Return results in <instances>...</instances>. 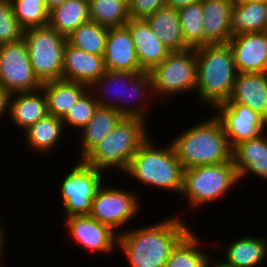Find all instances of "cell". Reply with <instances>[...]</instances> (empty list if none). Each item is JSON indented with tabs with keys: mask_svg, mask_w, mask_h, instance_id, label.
<instances>
[{
	"mask_svg": "<svg viewBox=\"0 0 267 267\" xmlns=\"http://www.w3.org/2000/svg\"><path fill=\"white\" fill-rule=\"evenodd\" d=\"M24 29L13 14L10 0H0V45L23 38Z\"/></svg>",
	"mask_w": 267,
	"mask_h": 267,
	"instance_id": "obj_36",
	"label": "cell"
},
{
	"mask_svg": "<svg viewBox=\"0 0 267 267\" xmlns=\"http://www.w3.org/2000/svg\"><path fill=\"white\" fill-rule=\"evenodd\" d=\"M177 136L171 144L184 169L232 161L233 148L215 115Z\"/></svg>",
	"mask_w": 267,
	"mask_h": 267,
	"instance_id": "obj_2",
	"label": "cell"
},
{
	"mask_svg": "<svg viewBox=\"0 0 267 267\" xmlns=\"http://www.w3.org/2000/svg\"><path fill=\"white\" fill-rule=\"evenodd\" d=\"M3 228V226H1V222H0V261H1V253H2V251H3V246H4V237H5V234H4V228Z\"/></svg>",
	"mask_w": 267,
	"mask_h": 267,
	"instance_id": "obj_41",
	"label": "cell"
},
{
	"mask_svg": "<svg viewBox=\"0 0 267 267\" xmlns=\"http://www.w3.org/2000/svg\"><path fill=\"white\" fill-rule=\"evenodd\" d=\"M209 260L210 259L208 258L207 263H206V267H210L211 266L210 265L211 263H210ZM212 267H233V266H231V265L225 263L224 261L220 260L218 263H214V265L212 264Z\"/></svg>",
	"mask_w": 267,
	"mask_h": 267,
	"instance_id": "obj_42",
	"label": "cell"
},
{
	"mask_svg": "<svg viewBox=\"0 0 267 267\" xmlns=\"http://www.w3.org/2000/svg\"><path fill=\"white\" fill-rule=\"evenodd\" d=\"M179 217L118 234L117 245L131 267H166L172 249L190 231Z\"/></svg>",
	"mask_w": 267,
	"mask_h": 267,
	"instance_id": "obj_1",
	"label": "cell"
},
{
	"mask_svg": "<svg viewBox=\"0 0 267 267\" xmlns=\"http://www.w3.org/2000/svg\"><path fill=\"white\" fill-rule=\"evenodd\" d=\"M199 99L215 108L231 95L238 75L229 44H208L196 49Z\"/></svg>",
	"mask_w": 267,
	"mask_h": 267,
	"instance_id": "obj_3",
	"label": "cell"
},
{
	"mask_svg": "<svg viewBox=\"0 0 267 267\" xmlns=\"http://www.w3.org/2000/svg\"><path fill=\"white\" fill-rule=\"evenodd\" d=\"M145 21L171 52L189 49L185 45L177 9L166 5L147 17Z\"/></svg>",
	"mask_w": 267,
	"mask_h": 267,
	"instance_id": "obj_25",
	"label": "cell"
},
{
	"mask_svg": "<svg viewBox=\"0 0 267 267\" xmlns=\"http://www.w3.org/2000/svg\"><path fill=\"white\" fill-rule=\"evenodd\" d=\"M106 72L103 56L90 54L66 44L62 79L90 86Z\"/></svg>",
	"mask_w": 267,
	"mask_h": 267,
	"instance_id": "obj_19",
	"label": "cell"
},
{
	"mask_svg": "<svg viewBox=\"0 0 267 267\" xmlns=\"http://www.w3.org/2000/svg\"><path fill=\"white\" fill-rule=\"evenodd\" d=\"M233 35L267 31V4L257 0H235L230 12Z\"/></svg>",
	"mask_w": 267,
	"mask_h": 267,
	"instance_id": "obj_24",
	"label": "cell"
},
{
	"mask_svg": "<svg viewBox=\"0 0 267 267\" xmlns=\"http://www.w3.org/2000/svg\"><path fill=\"white\" fill-rule=\"evenodd\" d=\"M136 194L125 189L99 188L92 200L90 216L116 231L132 221L139 207Z\"/></svg>",
	"mask_w": 267,
	"mask_h": 267,
	"instance_id": "obj_12",
	"label": "cell"
},
{
	"mask_svg": "<svg viewBox=\"0 0 267 267\" xmlns=\"http://www.w3.org/2000/svg\"><path fill=\"white\" fill-rule=\"evenodd\" d=\"M103 59L107 70L143 72L131 34L126 26L108 28Z\"/></svg>",
	"mask_w": 267,
	"mask_h": 267,
	"instance_id": "obj_16",
	"label": "cell"
},
{
	"mask_svg": "<svg viewBox=\"0 0 267 267\" xmlns=\"http://www.w3.org/2000/svg\"><path fill=\"white\" fill-rule=\"evenodd\" d=\"M107 35L108 27L89 20L67 36V43L87 53L103 56Z\"/></svg>",
	"mask_w": 267,
	"mask_h": 267,
	"instance_id": "obj_30",
	"label": "cell"
},
{
	"mask_svg": "<svg viewBox=\"0 0 267 267\" xmlns=\"http://www.w3.org/2000/svg\"><path fill=\"white\" fill-rule=\"evenodd\" d=\"M262 134L233 147L232 161L241 180L248 172L267 180V138Z\"/></svg>",
	"mask_w": 267,
	"mask_h": 267,
	"instance_id": "obj_21",
	"label": "cell"
},
{
	"mask_svg": "<svg viewBox=\"0 0 267 267\" xmlns=\"http://www.w3.org/2000/svg\"><path fill=\"white\" fill-rule=\"evenodd\" d=\"M125 26L131 34L138 61L143 71L149 72L171 53L170 49L162 43L145 20L130 19Z\"/></svg>",
	"mask_w": 267,
	"mask_h": 267,
	"instance_id": "obj_17",
	"label": "cell"
},
{
	"mask_svg": "<svg viewBox=\"0 0 267 267\" xmlns=\"http://www.w3.org/2000/svg\"><path fill=\"white\" fill-rule=\"evenodd\" d=\"M199 243L190 230L172 249L166 267H206L209 257L198 247Z\"/></svg>",
	"mask_w": 267,
	"mask_h": 267,
	"instance_id": "obj_31",
	"label": "cell"
},
{
	"mask_svg": "<svg viewBox=\"0 0 267 267\" xmlns=\"http://www.w3.org/2000/svg\"><path fill=\"white\" fill-rule=\"evenodd\" d=\"M41 88L47 97L48 114L61 119L89 90L87 84L64 79L44 82Z\"/></svg>",
	"mask_w": 267,
	"mask_h": 267,
	"instance_id": "obj_23",
	"label": "cell"
},
{
	"mask_svg": "<svg viewBox=\"0 0 267 267\" xmlns=\"http://www.w3.org/2000/svg\"><path fill=\"white\" fill-rule=\"evenodd\" d=\"M90 20L99 25L111 28L125 26L130 20L129 1L119 0H88Z\"/></svg>",
	"mask_w": 267,
	"mask_h": 267,
	"instance_id": "obj_32",
	"label": "cell"
},
{
	"mask_svg": "<svg viewBox=\"0 0 267 267\" xmlns=\"http://www.w3.org/2000/svg\"><path fill=\"white\" fill-rule=\"evenodd\" d=\"M64 125L61 118L46 115L25 130L27 143L38 153L51 151L63 135Z\"/></svg>",
	"mask_w": 267,
	"mask_h": 267,
	"instance_id": "obj_29",
	"label": "cell"
},
{
	"mask_svg": "<svg viewBox=\"0 0 267 267\" xmlns=\"http://www.w3.org/2000/svg\"><path fill=\"white\" fill-rule=\"evenodd\" d=\"M149 74L154 94L158 93L165 97L186 91H196V49L171 52L160 64L153 67Z\"/></svg>",
	"mask_w": 267,
	"mask_h": 267,
	"instance_id": "obj_9",
	"label": "cell"
},
{
	"mask_svg": "<svg viewBox=\"0 0 267 267\" xmlns=\"http://www.w3.org/2000/svg\"><path fill=\"white\" fill-rule=\"evenodd\" d=\"M11 2H31L37 4H46V0H10Z\"/></svg>",
	"mask_w": 267,
	"mask_h": 267,
	"instance_id": "obj_43",
	"label": "cell"
},
{
	"mask_svg": "<svg viewBox=\"0 0 267 267\" xmlns=\"http://www.w3.org/2000/svg\"><path fill=\"white\" fill-rule=\"evenodd\" d=\"M8 113L13 123L25 131L48 115L47 97L44 90L40 88L34 91L13 93Z\"/></svg>",
	"mask_w": 267,
	"mask_h": 267,
	"instance_id": "obj_22",
	"label": "cell"
},
{
	"mask_svg": "<svg viewBox=\"0 0 267 267\" xmlns=\"http://www.w3.org/2000/svg\"><path fill=\"white\" fill-rule=\"evenodd\" d=\"M30 63L41 83L62 79L67 37L49 26L24 30Z\"/></svg>",
	"mask_w": 267,
	"mask_h": 267,
	"instance_id": "obj_8",
	"label": "cell"
},
{
	"mask_svg": "<svg viewBox=\"0 0 267 267\" xmlns=\"http://www.w3.org/2000/svg\"><path fill=\"white\" fill-rule=\"evenodd\" d=\"M110 85H112V88L115 87V89H116V87H119L117 89H118V91H120V92L117 91V93H118L117 94V93H115L116 92V90H115L114 91L115 95L113 94L112 98L110 96H109L110 98L108 97V94H110V91L106 90L107 89L106 87L111 88ZM102 88H104V90ZM89 89L90 90L94 89L92 91L96 90V92L98 91V93L101 91L104 93V96H102L101 98L100 97L97 98L98 95L95 94L96 101L98 102V105L100 107H113L118 112H120L124 117H136V118H140L143 120H145V114H146V113H144L145 112L144 111L145 105L141 104V106H143V107H141V106L139 107L138 105L136 107L132 106L131 108L126 107V106L130 105L131 100H134V98L131 99L132 96H130V95H132V93H134L136 100L138 98L141 99V100H137V102L142 101L143 103H145L143 100L148 98V96H146L147 95L146 92L150 91L149 97L151 96V93L153 94L151 76H150L149 72H146V71L127 72V71L107 70L106 73H104L99 79L95 80L89 86ZM100 89H102V90H100ZM144 89H145V91H144ZM105 90H106V92H105ZM129 93H131V94L129 95ZM142 95H144V96L142 97ZM105 98H107V99H105ZM119 100H120L121 105L119 104ZM127 102H128V105L125 104ZM122 103H124L123 105H125V107L122 105Z\"/></svg>",
	"mask_w": 267,
	"mask_h": 267,
	"instance_id": "obj_6",
	"label": "cell"
},
{
	"mask_svg": "<svg viewBox=\"0 0 267 267\" xmlns=\"http://www.w3.org/2000/svg\"><path fill=\"white\" fill-rule=\"evenodd\" d=\"M145 127L143 119L123 117L83 161L102 171L115 167L125 172L134 154L149 138Z\"/></svg>",
	"mask_w": 267,
	"mask_h": 267,
	"instance_id": "obj_5",
	"label": "cell"
},
{
	"mask_svg": "<svg viewBox=\"0 0 267 267\" xmlns=\"http://www.w3.org/2000/svg\"><path fill=\"white\" fill-rule=\"evenodd\" d=\"M166 5L167 0H129V17L132 20H145Z\"/></svg>",
	"mask_w": 267,
	"mask_h": 267,
	"instance_id": "obj_37",
	"label": "cell"
},
{
	"mask_svg": "<svg viewBox=\"0 0 267 267\" xmlns=\"http://www.w3.org/2000/svg\"><path fill=\"white\" fill-rule=\"evenodd\" d=\"M224 254V262L233 267H256L267 257V240L244 236L228 245Z\"/></svg>",
	"mask_w": 267,
	"mask_h": 267,
	"instance_id": "obj_28",
	"label": "cell"
},
{
	"mask_svg": "<svg viewBox=\"0 0 267 267\" xmlns=\"http://www.w3.org/2000/svg\"><path fill=\"white\" fill-rule=\"evenodd\" d=\"M66 0H46L47 9L50 11L55 6L63 4Z\"/></svg>",
	"mask_w": 267,
	"mask_h": 267,
	"instance_id": "obj_40",
	"label": "cell"
},
{
	"mask_svg": "<svg viewBox=\"0 0 267 267\" xmlns=\"http://www.w3.org/2000/svg\"><path fill=\"white\" fill-rule=\"evenodd\" d=\"M0 87L13 93L42 87L35 76L24 39L0 45Z\"/></svg>",
	"mask_w": 267,
	"mask_h": 267,
	"instance_id": "obj_11",
	"label": "cell"
},
{
	"mask_svg": "<svg viewBox=\"0 0 267 267\" xmlns=\"http://www.w3.org/2000/svg\"><path fill=\"white\" fill-rule=\"evenodd\" d=\"M66 226L72 239L89 252L112 253L117 246V232L90 215L70 216Z\"/></svg>",
	"mask_w": 267,
	"mask_h": 267,
	"instance_id": "obj_14",
	"label": "cell"
},
{
	"mask_svg": "<svg viewBox=\"0 0 267 267\" xmlns=\"http://www.w3.org/2000/svg\"><path fill=\"white\" fill-rule=\"evenodd\" d=\"M215 109L232 148L265 132L267 120L248 106L223 102Z\"/></svg>",
	"mask_w": 267,
	"mask_h": 267,
	"instance_id": "obj_13",
	"label": "cell"
},
{
	"mask_svg": "<svg viewBox=\"0 0 267 267\" xmlns=\"http://www.w3.org/2000/svg\"><path fill=\"white\" fill-rule=\"evenodd\" d=\"M11 97V92L6 91L4 88L0 87V118L5 115L6 112L10 111Z\"/></svg>",
	"mask_w": 267,
	"mask_h": 267,
	"instance_id": "obj_38",
	"label": "cell"
},
{
	"mask_svg": "<svg viewBox=\"0 0 267 267\" xmlns=\"http://www.w3.org/2000/svg\"><path fill=\"white\" fill-rule=\"evenodd\" d=\"M11 4L13 14L24 30L48 26L49 10L46 4L31 2H11Z\"/></svg>",
	"mask_w": 267,
	"mask_h": 267,
	"instance_id": "obj_34",
	"label": "cell"
},
{
	"mask_svg": "<svg viewBox=\"0 0 267 267\" xmlns=\"http://www.w3.org/2000/svg\"><path fill=\"white\" fill-rule=\"evenodd\" d=\"M89 20L88 0H66L49 11L48 26L67 37Z\"/></svg>",
	"mask_w": 267,
	"mask_h": 267,
	"instance_id": "obj_27",
	"label": "cell"
},
{
	"mask_svg": "<svg viewBox=\"0 0 267 267\" xmlns=\"http://www.w3.org/2000/svg\"><path fill=\"white\" fill-rule=\"evenodd\" d=\"M235 0H202L204 46L227 44L233 32L230 12Z\"/></svg>",
	"mask_w": 267,
	"mask_h": 267,
	"instance_id": "obj_20",
	"label": "cell"
},
{
	"mask_svg": "<svg viewBox=\"0 0 267 267\" xmlns=\"http://www.w3.org/2000/svg\"><path fill=\"white\" fill-rule=\"evenodd\" d=\"M185 45L189 49L204 46L202 1L178 9Z\"/></svg>",
	"mask_w": 267,
	"mask_h": 267,
	"instance_id": "obj_33",
	"label": "cell"
},
{
	"mask_svg": "<svg viewBox=\"0 0 267 267\" xmlns=\"http://www.w3.org/2000/svg\"><path fill=\"white\" fill-rule=\"evenodd\" d=\"M228 44L238 73H267V31L233 35Z\"/></svg>",
	"mask_w": 267,
	"mask_h": 267,
	"instance_id": "obj_15",
	"label": "cell"
},
{
	"mask_svg": "<svg viewBox=\"0 0 267 267\" xmlns=\"http://www.w3.org/2000/svg\"><path fill=\"white\" fill-rule=\"evenodd\" d=\"M124 116L113 107H100L94 111L93 117L82 128L83 160L111 132Z\"/></svg>",
	"mask_w": 267,
	"mask_h": 267,
	"instance_id": "obj_26",
	"label": "cell"
},
{
	"mask_svg": "<svg viewBox=\"0 0 267 267\" xmlns=\"http://www.w3.org/2000/svg\"><path fill=\"white\" fill-rule=\"evenodd\" d=\"M239 180L233 161L195 166L184 169L181 194L193 207L202 206L223 197Z\"/></svg>",
	"mask_w": 267,
	"mask_h": 267,
	"instance_id": "obj_7",
	"label": "cell"
},
{
	"mask_svg": "<svg viewBox=\"0 0 267 267\" xmlns=\"http://www.w3.org/2000/svg\"><path fill=\"white\" fill-rule=\"evenodd\" d=\"M88 90L65 114L62 118L64 127L66 124L82 129L93 117L97 109L98 102L96 97Z\"/></svg>",
	"mask_w": 267,
	"mask_h": 267,
	"instance_id": "obj_35",
	"label": "cell"
},
{
	"mask_svg": "<svg viewBox=\"0 0 267 267\" xmlns=\"http://www.w3.org/2000/svg\"><path fill=\"white\" fill-rule=\"evenodd\" d=\"M125 172L146 185L181 195L184 168L172 144L158 148L148 138L134 154Z\"/></svg>",
	"mask_w": 267,
	"mask_h": 267,
	"instance_id": "obj_4",
	"label": "cell"
},
{
	"mask_svg": "<svg viewBox=\"0 0 267 267\" xmlns=\"http://www.w3.org/2000/svg\"><path fill=\"white\" fill-rule=\"evenodd\" d=\"M225 103L248 106L267 120V73H238Z\"/></svg>",
	"mask_w": 267,
	"mask_h": 267,
	"instance_id": "obj_18",
	"label": "cell"
},
{
	"mask_svg": "<svg viewBox=\"0 0 267 267\" xmlns=\"http://www.w3.org/2000/svg\"><path fill=\"white\" fill-rule=\"evenodd\" d=\"M200 1L202 0H167V5L178 10L180 8L198 3Z\"/></svg>",
	"mask_w": 267,
	"mask_h": 267,
	"instance_id": "obj_39",
	"label": "cell"
},
{
	"mask_svg": "<svg viewBox=\"0 0 267 267\" xmlns=\"http://www.w3.org/2000/svg\"><path fill=\"white\" fill-rule=\"evenodd\" d=\"M102 178H104L102 170L83 160L64 177L60 187L66 218L90 215L92 200L103 185Z\"/></svg>",
	"mask_w": 267,
	"mask_h": 267,
	"instance_id": "obj_10",
	"label": "cell"
}]
</instances>
